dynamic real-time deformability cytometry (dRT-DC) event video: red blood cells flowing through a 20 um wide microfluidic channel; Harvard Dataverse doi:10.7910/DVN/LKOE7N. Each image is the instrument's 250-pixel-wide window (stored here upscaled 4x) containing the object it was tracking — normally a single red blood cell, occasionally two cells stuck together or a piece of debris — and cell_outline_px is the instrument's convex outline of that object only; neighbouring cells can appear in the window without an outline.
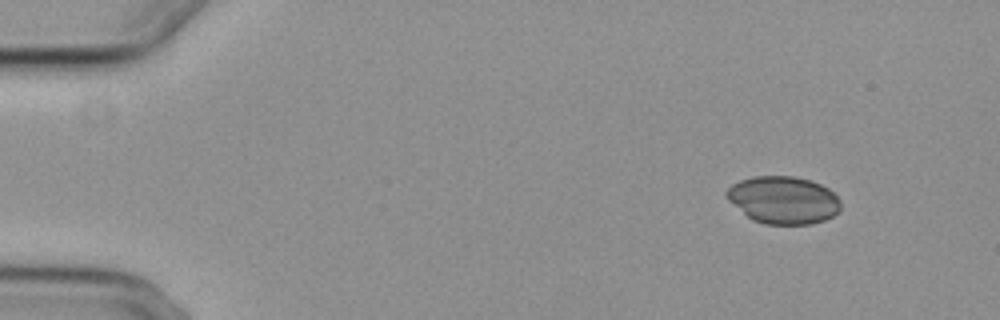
{"species": "common noctule bat (a hibernating species)", "species_latin": "Nyctalus noctula", "temperature_condition": "cold", "stored_images_in_passage": 4, "camera_frame_rate_fps": 3000, "um_per_image_px": 0.085, "animal": {"sex": "female", "body_mass_g": 29.2, "forearm_length_mm": 56.3}, "frame": {"image": 1, "passage_image": 1, "time_ms": 0.0, "image_size_px": [1000, 320], "cell_outline_px": [[840, 208], [832, 216], [824, 220], [812, 224], [764, 224], [752, 220], [728, 200], [724, 192], [732, 184], [740, 180], [756, 176], [792, 176], [812, 180], [828, 188], [840, 200]], "centroid_in_image_um": [66.57, 17.0], "position_along_channel_um": 18.4, "area_um2": 31.56}}